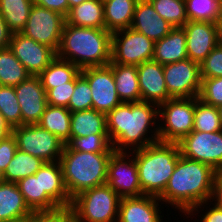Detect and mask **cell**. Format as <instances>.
Segmentation results:
<instances>
[{"label":"cell","mask_w":222,"mask_h":222,"mask_svg":"<svg viewBox=\"0 0 222 222\" xmlns=\"http://www.w3.org/2000/svg\"><path fill=\"white\" fill-rule=\"evenodd\" d=\"M14 222H27V220L24 219V220H18V221H14Z\"/></svg>","instance_id":"obj_54"},{"label":"cell","mask_w":222,"mask_h":222,"mask_svg":"<svg viewBox=\"0 0 222 222\" xmlns=\"http://www.w3.org/2000/svg\"><path fill=\"white\" fill-rule=\"evenodd\" d=\"M86 0H68L69 3V11L71 8L80 5L81 3L85 2Z\"/></svg>","instance_id":"obj_51"},{"label":"cell","mask_w":222,"mask_h":222,"mask_svg":"<svg viewBox=\"0 0 222 222\" xmlns=\"http://www.w3.org/2000/svg\"><path fill=\"white\" fill-rule=\"evenodd\" d=\"M65 22L59 12L33 4L21 33L57 52Z\"/></svg>","instance_id":"obj_10"},{"label":"cell","mask_w":222,"mask_h":222,"mask_svg":"<svg viewBox=\"0 0 222 222\" xmlns=\"http://www.w3.org/2000/svg\"><path fill=\"white\" fill-rule=\"evenodd\" d=\"M81 69L69 61L56 57L39 75L42 86L47 92L53 85H66L72 81Z\"/></svg>","instance_id":"obj_30"},{"label":"cell","mask_w":222,"mask_h":222,"mask_svg":"<svg viewBox=\"0 0 222 222\" xmlns=\"http://www.w3.org/2000/svg\"><path fill=\"white\" fill-rule=\"evenodd\" d=\"M12 133V129L4 120V117L0 113V139L10 135Z\"/></svg>","instance_id":"obj_49"},{"label":"cell","mask_w":222,"mask_h":222,"mask_svg":"<svg viewBox=\"0 0 222 222\" xmlns=\"http://www.w3.org/2000/svg\"><path fill=\"white\" fill-rule=\"evenodd\" d=\"M183 157L222 170V130L216 132L191 131L180 142Z\"/></svg>","instance_id":"obj_11"},{"label":"cell","mask_w":222,"mask_h":222,"mask_svg":"<svg viewBox=\"0 0 222 222\" xmlns=\"http://www.w3.org/2000/svg\"><path fill=\"white\" fill-rule=\"evenodd\" d=\"M0 113L11 129L22 125L20 105L12 86L0 85Z\"/></svg>","instance_id":"obj_38"},{"label":"cell","mask_w":222,"mask_h":222,"mask_svg":"<svg viewBox=\"0 0 222 222\" xmlns=\"http://www.w3.org/2000/svg\"><path fill=\"white\" fill-rule=\"evenodd\" d=\"M69 150L92 153H114L108 134H90L85 137H70L65 144Z\"/></svg>","instance_id":"obj_36"},{"label":"cell","mask_w":222,"mask_h":222,"mask_svg":"<svg viewBox=\"0 0 222 222\" xmlns=\"http://www.w3.org/2000/svg\"><path fill=\"white\" fill-rule=\"evenodd\" d=\"M120 200L108 184L85 190L72 199L74 222H117Z\"/></svg>","instance_id":"obj_6"},{"label":"cell","mask_w":222,"mask_h":222,"mask_svg":"<svg viewBox=\"0 0 222 222\" xmlns=\"http://www.w3.org/2000/svg\"><path fill=\"white\" fill-rule=\"evenodd\" d=\"M138 0H109L104 4L105 29L111 33L131 27Z\"/></svg>","instance_id":"obj_28"},{"label":"cell","mask_w":222,"mask_h":222,"mask_svg":"<svg viewBox=\"0 0 222 222\" xmlns=\"http://www.w3.org/2000/svg\"><path fill=\"white\" fill-rule=\"evenodd\" d=\"M75 88V78L66 85H53L46 92L47 104L67 108Z\"/></svg>","instance_id":"obj_42"},{"label":"cell","mask_w":222,"mask_h":222,"mask_svg":"<svg viewBox=\"0 0 222 222\" xmlns=\"http://www.w3.org/2000/svg\"><path fill=\"white\" fill-rule=\"evenodd\" d=\"M27 222H74L71 207H61L53 211L32 212Z\"/></svg>","instance_id":"obj_43"},{"label":"cell","mask_w":222,"mask_h":222,"mask_svg":"<svg viewBox=\"0 0 222 222\" xmlns=\"http://www.w3.org/2000/svg\"><path fill=\"white\" fill-rule=\"evenodd\" d=\"M17 150L16 139L10 135L0 139V169L4 172Z\"/></svg>","instance_id":"obj_44"},{"label":"cell","mask_w":222,"mask_h":222,"mask_svg":"<svg viewBox=\"0 0 222 222\" xmlns=\"http://www.w3.org/2000/svg\"><path fill=\"white\" fill-rule=\"evenodd\" d=\"M195 97L170 98L158 106L160 142L178 143L191 131L194 125ZM161 125V126H160Z\"/></svg>","instance_id":"obj_7"},{"label":"cell","mask_w":222,"mask_h":222,"mask_svg":"<svg viewBox=\"0 0 222 222\" xmlns=\"http://www.w3.org/2000/svg\"><path fill=\"white\" fill-rule=\"evenodd\" d=\"M188 21L215 23L222 14V0H185Z\"/></svg>","instance_id":"obj_34"},{"label":"cell","mask_w":222,"mask_h":222,"mask_svg":"<svg viewBox=\"0 0 222 222\" xmlns=\"http://www.w3.org/2000/svg\"><path fill=\"white\" fill-rule=\"evenodd\" d=\"M155 42L131 28L118 30L111 35V62L138 66L151 61Z\"/></svg>","instance_id":"obj_8"},{"label":"cell","mask_w":222,"mask_h":222,"mask_svg":"<svg viewBox=\"0 0 222 222\" xmlns=\"http://www.w3.org/2000/svg\"><path fill=\"white\" fill-rule=\"evenodd\" d=\"M90 134H108L106 114L93 108L71 112L70 137H85Z\"/></svg>","instance_id":"obj_26"},{"label":"cell","mask_w":222,"mask_h":222,"mask_svg":"<svg viewBox=\"0 0 222 222\" xmlns=\"http://www.w3.org/2000/svg\"><path fill=\"white\" fill-rule=\"evenodd\" d=\"M188 59L183 27H173L170 33L155 42L153 61L161 65Z\"/></svg>","instance_id":"obj_22"},{"label":"cell","mask_w":222,"mask_h":222,"mask_svg":"<svg viewBox=\"0 0 222 222\" xmlns=\"http://www.w3.org/2000/svg\"><path fill=\"white\" fill-rule=\"evenodd\" d=\"M106 184L121 198L144 195L140 186L137 164L131 153L114 152L111 155Z\"/></svg>","instance_id":"obj_12"},{"label":"cell","mask_w":222,"mask_h":222,"mask_svg":"<svg viewBox=\"0 0 222 222\" xmlns=\"http://www.w3.org/2000/svg\"><path fill=\"white\" fill-rule=\"evenodd\" d=\"M33 4L32 0H0V13L13 33L24 29Z\"/></svg>","instance_id":"obj_32"},{"label":"cell","mask_w":222,"mask_h":222,"mask_svg":"<svg viewBox=\"0 0 222 222\" xmlns=\"http://www.w3.org/2000/svg\"><path fill=\"white\" fill-rule=\"evenodd\" d=\"M200 218L201 222H222V207L212 204Z\"/></svg>","instance_id":"obj_48"},{"label":"cell","mask_w":222,"mask_h":222,"mask_svg":"<svg viewBox=\"0 0 222 222\" xmlns=\"http://www.w3.org/2000/svg\"><path fill=\"white\" fill-rule=\"evenodd\" d=\"M112 154L69 150L64 146L59 162L71 199L85 190L106 184Z\"/></svg>","instance_id":"obj_5"},{"label":"cell","mask_w":222,"mask_h":222,"mask_svg":"<svg viewBox=\"0 0 222 222\" xmlns=\"http://www.w3.org/2000/svg\"><path fill=\"white\" fill-rule=\"evenodd\" d=\"M215 175L216 171L209 165L180 155L164 192L158 198L187 217L196 215L199 208L211 201Z\"/></svg>","instance_id":"obj_2"},{"label":"cell","mask_w":222,"mask_h":222,"mask_svg":"<svg viewBox=\"0 0 222 222\" xmlns=\"http://www.w3.org/2000/svg\"><path fill=\"white\" fill-rule=\"evenodd\" d=\"M42 191H45L60 207H70L72 199L66 189L59 161L44 162L41 166Z\"/></svg>","instance_id":"obj_24"},{"label":"cell","mask_w":222,"mask_h":222,"mask_svg":"<svg viewBox=\"0 0 222 222\" xmlns=\"http://www.w3.org/2000/svg\"><path fill=\"white\" fill-rule=\"evenodd\" d=\"M157 120L158 105L155 103L122 102L113 108L106 115V122L107 133L115 152H130L159 142ZM150 131L153 133L151 137L148 136Z\"/></svg>","instance_id":"obj_1"},{"label":"cell","mask_w":222,"mask_h":222,"mask_svg":"<svg viewBox=\"0 0 222 222\" xmlns=\"http://www.w3.org/2000/svg\"><path fill=\"white\" fill-rule=\"evenodd\" d=\"M141 101L155 103L158 106L171 97L167 91L163 65L153 60L137 66Z\"/></svg>","instance_id":"obj_18"},{"label":"cell","mask_w":222,"mask_h":222,"mask_svg":"<svg viewBox=\"0 0 222 222\" xmlns=\"http://www.w3.org/2000/svg\"><path fill=\"white\" fill-rule=\"evenodd\" d=\"M65 19L74 26L105 28L104 4L100 0H86L71 8Z\"/></svg>","instance_id":"obj_27"},{"label":"cell","mask_w":222,"mask_h":222,"mask_svg":"<svg viewBox=\"0 0 222 222\" xmlns=\"http://www.w3.org/2000/svg\"><path fill=\"white\" fill-rule=\"evenodd\" d=\"M220 130L222 129L218 107L206 104L195 97L193 131L216 132Z\"/></svg>","instance_id":"obj_35"},{"label":"cell","mask_w":222,"mask_h":222,"mask_svg":"<svg viewBox=\"0 0 222 222\" xmlns=\"http://www.w3.org/2000/svg\"><path fill=\"white\" fill-rule=\"evenodd\" d=\"M215 25H216L218 43L219 45H222V14L216 20Z\"/></svg>","instance_id":"obj_50"},{"label":"cell","mask_w":222,"mask_h":222,"mask_svg":"<svg viewBox=\"0 0 222 222\" xmlns=\"http://www.w3.org/2000/svg\"><path fill=\"white\" fill-rule=\"evenodd\" d=\"M43 164L44 161L40 158L17 149L4 171L5 181L17 183L23 178L34 175Z\"/></svg>","instance_id":"obj_31"},{"label":"cell","mask_w":222,"mask_h":222,"mask_svg":"<svg viewBox=\"0 0 222 222\" xmlns=\"http://www.w3.org/2000/svg\"><path fill=\"white\" fill-rule=\"evenodd\" d=\"M26 205L32 212L53 211L61 208L45 191H42L41 167L34 174L17 182Z\"/></svg>","instance_id":"obj_23"},{"label":"cell","mask_w":222,"mask_h":222,"mask_svg":"<svg viewBox=\"0 0 222 222\" xmlns=\"http://www.w3.org/2000/svg\"><path fill=\"white\" fill-rule=\"evenodd\" d=\"M31 76L8 47L0 49V85L15 87Z\"/></svg>","instance_id":"obj_33"},{"label":"cell","mask_w":222,"mask_h":222,"mask_svg":"<svg viewBox=\"0 0 222 222\" xmlns=\"http://www.w3.org/2000/svg\"><path fill=\"white\" fill-rule=\"evenodd\" d=\"M160 202L152 195L121 198L117 222H164L160 215Z\"/></svg>","instance_id":"obj_19"},{"label":"cell","mask_w":222,"mask_h":222,"mask_svg":"<svg viewBox=\"0 0 222 222\" xmlns=\"http://www.w3.org/2000/svg\"><path fill=\"white\" fill-rule=\"evenodd\" d=\"M34 4L59 12L63 16H67L69 13L68 0H32Z\"/></svg>","instance_id":"obj_45"},{"label":"cell","mask_w":222,"mask_h":222,"mask_svg":"<svg viewBox=\"0 0 222 222\" xmlns=\"http://www.w3.org/2000/svg\"><path fill=\"white\" fill-rule=\"evenodd\" d=\"M167 91L171 98L199 97L201 90L200 64L186 59L163 65Z\"/></svg>","instance_id":"obj_13"},{"label":"cell","mask_w":222,"mask_h":222,"mask_svg":"<svg viewBox=\"0 0 222 222\" xmlns=\"http://www.w3.org/2000/svg\"><path fill=\"white\" fill-rule=\"evenodd\" d=\"M183 29L188 59L201 63L219 44L216 25L211 22L188 21Z\"/></svg>","instance_id":"obj_17"},{"label":"cell","mask_w":222,"mask_h":222,"mask_svg":"<svg viewBox=\"0 0 222 222\" xmlns=\"http://www.w3.org/2000/svg\"><path fill=\"white\" fill-rule=\"evenodd\" d=\"M31 214L17 183L0 182V222L24 220Z\"/></svg>","instance_id":"obj_21"},{"label":"cell","mask_w":222,"mask_h":222,"mask_svg":"<svg viewBox=\"0 0 222 222\" xmlns=\"http://www.w3.org/2000/svg\"><path fill=\"white\" fill-rule=\"evenodd\" d=\"M102 3H105V2H107V1H109V0H100Z\"/></svg>","instance_id":"obj_55"},{"label":"cell","mask_w":222,"mask_h":222,"mask_svg":"<svg viewBox=\"0 0 222 222\" xmlns=\"http://www.w3.org/2000/svg\"><path fill=\"white\" fill-rule=\"evenodd\" d=\"M9 48L31 76H38L55 58L56 52L23 35L13 33Z\"/></svg>","instance_id":"obj_15"},{"label":"cell","mask_w":222,"mask_h":222,"mask_svg":"<svg viewBox=\"0 0 222 222\" xmlns=\"http://www.w3.org/2000/svg\"><path fill=\"white\" fill-rule=\"evenodd\" d=\"M211 200L210 205L214 201L215 205L222 207V170L216 171Z\"/></svg>","instance_id":"obj_46"},{"label":"cell","mask_w":222,"mask_h":222,"mask_svg":"<svg viewBox=\"0 0 222 222\" xmlns=\"http://www.w3.org/2000/svg\"><path fill=\"white\" fill-rule=\"evenodd\" d=\"M134 156L144 195L159 197L181 155L178 143L156 142L129 152Z\"/></svg>","instance_id":"obj_4"},{"label":"cell","mask_w":222,"mask_h":222,"mask_svg":"<svg viewBox=\"0 0 222 222\" xmlns=\"http://www.w3.org/2000/svg\"><path fill=\"white\" fill-rule=\"evenodd\" d=\"M5 178H4V172L0 169V182H4Z\"/></svg>","instance_id":"obj_53"},{"label":"cell","mask_w":222,"mask_h":222,"mask_svg":"<svg viewBox=\"0 0 222 222\" xmlns=\"http://www.w3.org/2000/svg\"><path fill=\"white\" fill-rule=\"evenodd\" d=\"M130 28L156 42L169 34L173 26L157 13L149 0H138Z\"/></svg>","instance_id":"obj_20"},{"label":"cell","mask_w":222,"mask_h":222,"mask_svg":"<svg viewBox=\"0 0 222 222\" xmlns=\"http://www.w3.org/2000/svg\"><path fill=\"white\" fill-rule=\"evenodd\" d=\"M70 122L71 112L68 108L47 104L38 125L66 144L70 140Z\"/></svg>","instance_id":"obj_29"},{"label":"cell","mask_w":222,"mask_h":222,"mask_svg":"<svg viewBox=\"0 0 222 222\" xmlns=\"http://www.w3.org/2000/svg\"><path fill=\"white\" fill-rule=\"evenodd\" d=\"M116 92L122 102H141L137 66L112 63Z\"/></svg>","instance_id":"obj_25"},{"label":"cell","mask_w":222,"mask_h":222,"mask_svg":"<svg viewBox=\"0 0 222 222\" xmlns=\"http://www.w3.org/2000/svg\"><path fill=\"white\" fill-rule=\"evenodd\" d=\"M199 99L204 103L219 107L222 105V77L201 78Z\"/></svg>","instance_id":"obj_40"},{"label":"cell","mask_w":222,"mask_h":222,"mask_svg":"<svg viewBox=\"0 0 222 222\" xmlns=\"http://www.w3.org/2000/svg\"><path fill=\"white\" fill-rule=\"evenodd\" d=\"M111 35L105 28L79 27L65 22L56 57L81 70L111 62Z\"/></svg>","instance_id":"obj_3"},{"label":"cell","mask_w":222,"mask_h":222,"mask_svg":"<svg viewBox=\"0 0 222 222\" xmlns=\"http://www.w3.org/2000/svg\"><path fill=\"white\" fill-rule=\"evenodd\" d=\"M20 105L22 125L38 124L47 106L46 91L38 76H29L14 87Z\"/></svg>","instance_id":"obj_16"},{"label":"cell","mask_w":222,"mask_h":222,"mask_svg":"<svg viewBox=\"0 0 222 222\" xmlns=\"http://www.w3.org/2000/svg\"><path fill=\"white\" fill-rule=\"evenodd\" d=\"M67 108L70 112L92 109L91 89L81 73L75 77V88Z\"/></svg>","instance_id":"obj_39"},{"label":"cell","mask_w":222,"mask_h":222,"mask_svg":"<svg viewBox=\"0 0 222 222\" xmlns=\"http://www.w3.org/2000/svg\"><path fill=\"white\" fill-rule=\"evenodd\" d=\"M201 78L222 77V45H217L200 63Z\"/></svg>","instance_id":"obj_41"},{"label":"cell","mask_w":222,"mask_h":222,"mask_svg":"<svg viewBox=\"0 0 222 222\" xmlns=\"http://www.w3.org/2000/svg\"><path fill=\"white\" fill-rule=\"evenodd\" d=\"M13 32L9 29L0 13V49L8 48Z\"/></svg>","instance_id":"obj_47"},{"label":"cell","mask_w":222,"mask_h":222,"mask_svg":"<svg viewBox=\"0 0 222 222\" xmlns=\"http://www.w3.org/2000/svg\"><path fill=\"white\" fill-rule=\"evenodd\" d=\"M80 73L90 86L94 110L107 115L122 103L116 92L112 63L106 66L85 68Z\"/></svg>","instance_id":"obj_14"},{"label":"cell","mask_w":222,"mask_h":222,"mask_svg":"<svg viewBox=\"0 0 222 222\" xmlns=\"http://www.w3.org/2000/svg\"><path fill=\"white\" fill-rule=\"evenodd\" d=\"M219 114H220V124H221V129H222V105L218 107Z\"/></svg>","instance_id":"obj_52"},{"label":"cell","mask_w":222,"mask_h":222,"mask_svg":"<svg viewBox=\"0 0 222 222\" xmlns=\"http://www.w3.org/2000/svg\"><path fill=\"white\" fill-rule=\"evenodd\" d=\"M17 149L38 157L44 162L59 161L65 144L38 124L21 125L12 129Z\"/></svg>","instance_id":"obj_9"},{"label":"cell","mask_w":222,"mask_h":222,"mask_svg":"<svg viewBox=\"0 0 222 222\" xmlns=\"http://www.w3.org/2000/svg\"><path fill=\"white\" fill-rule=\"evenodd\" d=\"M157 13L173 27H183L187 22L185 0H149Z\"/></svg>","instance_id":"obj_37"}]
</instances>
